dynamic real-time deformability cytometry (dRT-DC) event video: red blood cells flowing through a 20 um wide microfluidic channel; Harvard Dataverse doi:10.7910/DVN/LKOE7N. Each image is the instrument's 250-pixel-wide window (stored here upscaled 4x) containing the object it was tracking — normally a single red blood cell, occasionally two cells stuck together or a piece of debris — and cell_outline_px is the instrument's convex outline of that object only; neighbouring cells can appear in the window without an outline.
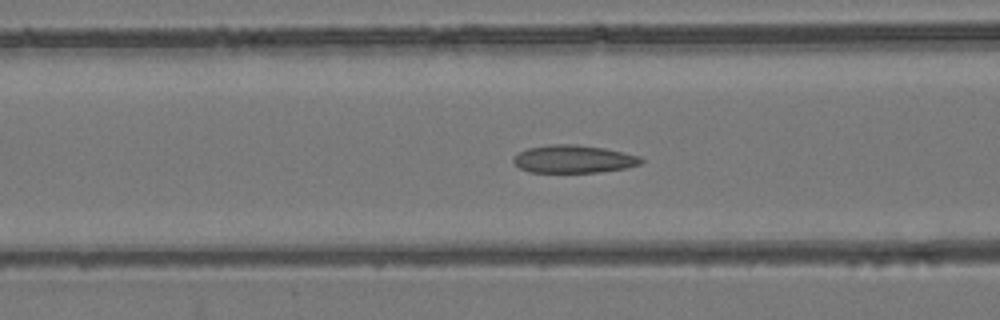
{"species": "common noctule bat (a hibernating species)", "species_latin": "Nyctalus noctula", "temperature_condition": "room temperature", "stored_images_in_passage": 38, "camera_frame_rate_fps": 3000, "um_per_image_px": 0.085, "animal": {"sex": "female", "body_mass_g": 24.6, "forearm_length_mm": 56.2}, "frame": {"image": 1, "passage_image": 6, "time_ms": 1.667, "image_size_px": [1000, 320], "cell_outline_px": [[644, 160], [640, 164], [624, 168], [596, 172], [528, 172], [520, 168], [512, 160], [520, 152], [528, 148], [548, 144], [576, 144], [604, 148], [640, 156]], "centroid_in_image_um": [48.75, 13.51], "position_along_channel_um": 117.9, "area_um2": 20.52}}
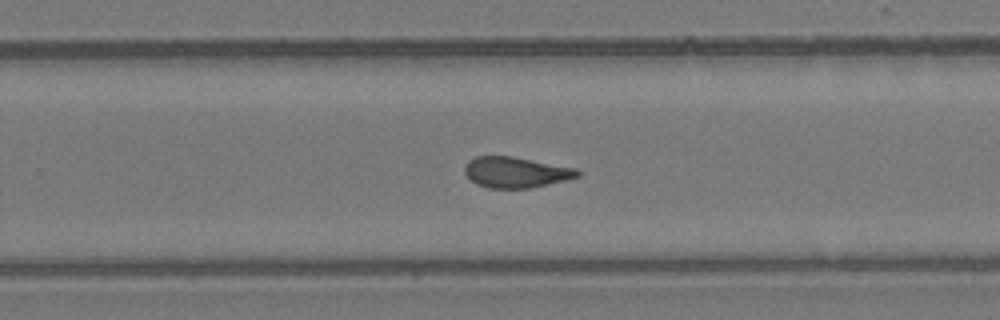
{"frame": {"image": 2, "passage_image": 19, "time_ms": 6.0, "image_size_px": [1000, 320], "cell_outline_px": [[580, 176], [532, 188], [488, 188], [476, 184], [464, 172], [464, 164], [468, 160], [476, 156], [512, 156], [576, 168], [580, 172]], "centroid_in_image_um": [43.82, 14.64], "position_along_channel_um": 286.0, "area_um2": 20.23}}
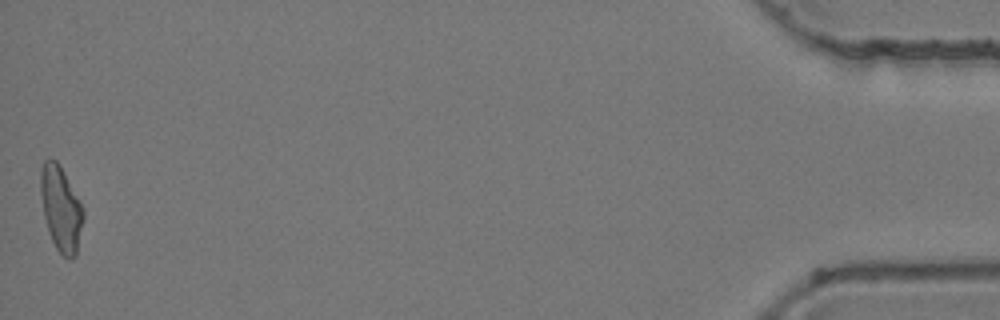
{"frame": {"image": 3, "passage_image": 38, "time_ms": 12.333, "image_size_px": [1000, 320], "cell_outline_px": [[84, 220], [76, 256], [72, 260], [68, 260], [56, 248], [48, 232], [44, 216], [40, 192], [40, 172], [44, 160], [56, 160], [64, 172], [84, 208]], "centroid_in_image_um": [5.19, 17.77], "position_along_channel_um": 430.0, "area_um2": 21.27}, "authors_computed_cell_mechanics": {"area_um2": 20.519, "velocity_mm_per_s": 3.88, "shape_relaxation_time_tau1_ms": null, "shape_relaxation_time_tau2_ms": 2.0981, "deformation_change_tau1": null, "deformation_change_tau2": 0.1024}}